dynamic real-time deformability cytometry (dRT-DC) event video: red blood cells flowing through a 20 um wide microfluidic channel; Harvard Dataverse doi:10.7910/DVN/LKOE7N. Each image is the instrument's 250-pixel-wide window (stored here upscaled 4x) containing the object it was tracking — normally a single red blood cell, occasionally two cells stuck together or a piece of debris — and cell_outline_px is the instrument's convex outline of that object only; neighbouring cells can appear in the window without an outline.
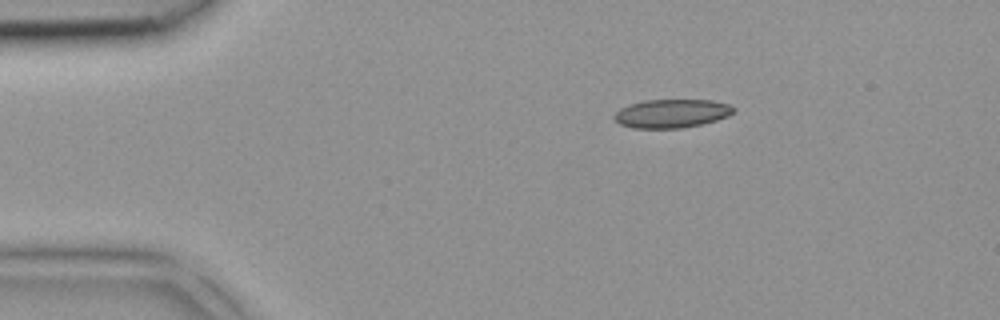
{"species": "common noctule bat (a hibernating species)", "species_latin": "Nyctalus noctula", "temperature_condition": "room temperature", "stored_images_in_passage": 36, "camera_frame_rate_fps": 3000, "um_per_image_px": 0.085, "animal": {"sex": "female", "body_mass_g": 18.4}, "frame": {"image": 1, "passage_image": 1, "time_ms": 0.0, "image_size_px": [1000, 320], "cell_outline_px": [[736, 108], [728, 116], [716, 120], [700, 124], [680, 128], [632, 128], [620, 124], [612, 116], [620, 108], [628, 104], [644, 100], [712, 100], [728, 104]], "centroid_in_image_um": [57.06, 9.64], "position_along_channel_um": 27.9, "area_um2": 19.83}}
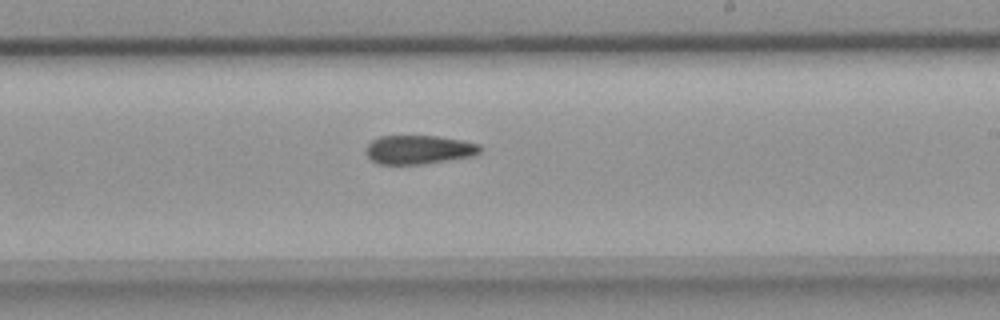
{"frame": {"image": 2, "passage_image": 19, "time_ms": 6.0, "image_size_px": [1000, 320], "cell_outline_px": [[480, 152], [476, 156], [424, 164], [380, 164], [372, 160], [364, 152], [368, 144], [372, 140], [380, 136], [436, 136], [460, 140], [480, 144]], "centroid_in_image_um": [35.61, 12.72], "position_along_channel_um": 253.4, "area_um2": 19.25}}
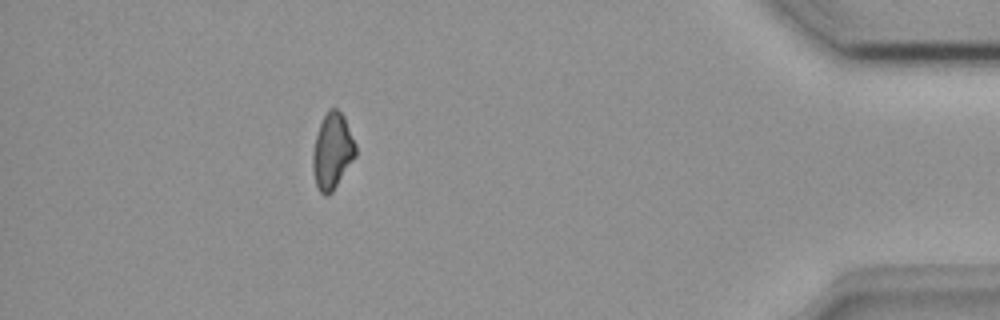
{"frame": {"image": 3, "passage_image": 32, "time_ms": 10.333, "image_size_px": [1000, 320], "cell_outline_px": [[356, 156], [332, 192], [328, 196], [324, 196], [320, 192], [316, 184], [312, 168], [312, 152], [316, 136], [320, 124], [328, 108], [336, 108], [344, 116], [356, 144]], "centroid_in_image_um": [28.24, 12.85], "position_along_channel_um": 407.0, "area_um2": 18.96}}